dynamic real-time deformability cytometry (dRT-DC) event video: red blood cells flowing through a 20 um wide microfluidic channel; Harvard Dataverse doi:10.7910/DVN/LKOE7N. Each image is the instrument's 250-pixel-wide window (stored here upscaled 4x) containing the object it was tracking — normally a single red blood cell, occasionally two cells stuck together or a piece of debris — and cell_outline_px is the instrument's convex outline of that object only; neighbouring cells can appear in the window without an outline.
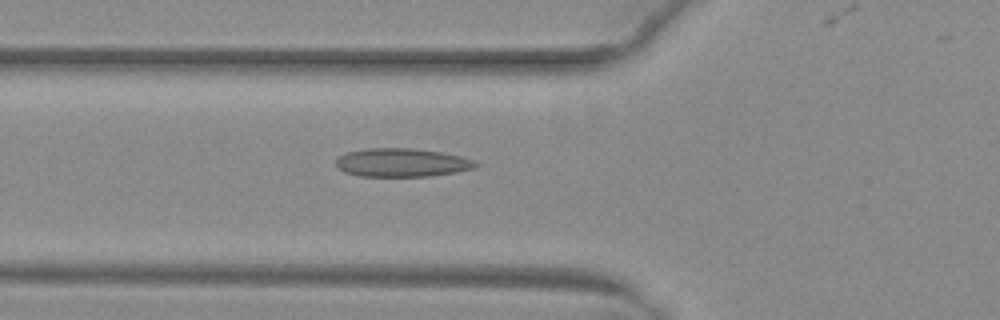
{"species": "common noctule bat (a hibernating species)", "species_latin": "Nyctalus noctula", "temperature_condition": "warm", "stored_images_in_passage": 38, "camera_frame_rate_fps": 3000, "um_per_image_px": 0.085, "animal": {"sex": "female", "body_mass_g": 29.2, "forearm_length_mm": 56.3}, "frame": {"image": 1, "passage_image": 13, "time_ms": 4.0, "image_size_px": [1000, 320], "cell_outline_px": [[480, 164], [476, 168], [456, 172], [428, 176], [360, 176], [344, 172], [336, 168], [336, 160], [340, 156], [348, 152], [368, 148], [412, 148], [440, 152], [460, 156], [472, 160]], "centroid_in_image_um": [34.15, 13.82], "position_along_channel_um": 91.7, "area_um2": 23.12}}
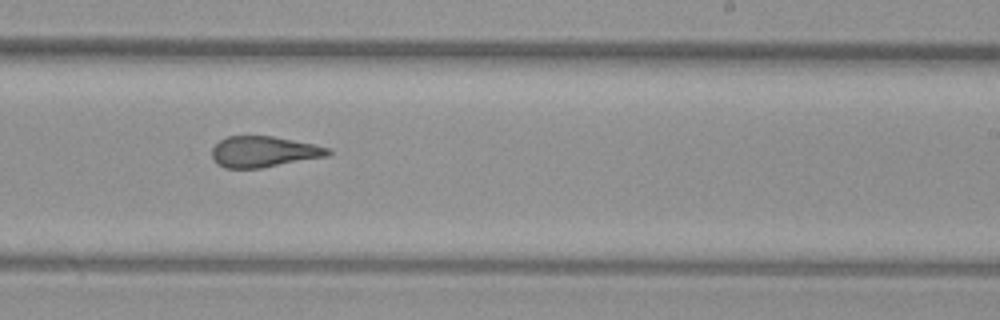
{"frame": {"image": 2, "passage_image": 26, "time_ms": 8.333, "image_size_px": [1000, 320], "cell_outline_px": [[332, 152], [328, 156], [260, 168], [224, 168], [216, 164], [212, 160], [212, 148], [220, 140], [228, 136], [272, 136], [312, 144], [328, 148]], "centroid_in_image_um": [22.37, 12.9], "position_along_channel_um": 266.6, "area_um2": 20.81}}
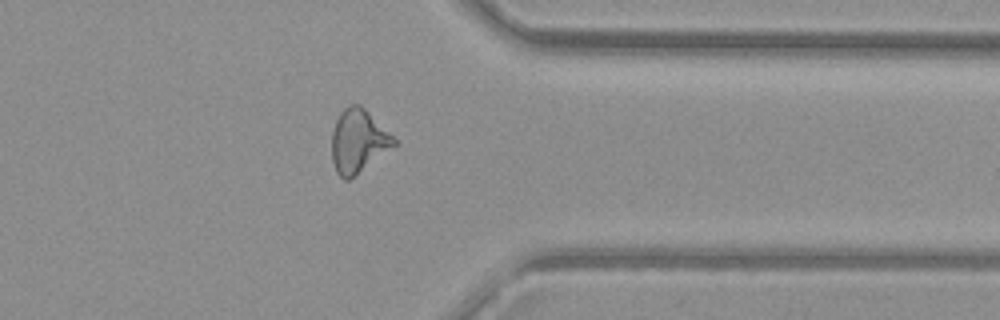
{"frame": {"image": 3, "passage_image": 35, "time_ms": 11.333, "image_size_px": [1000, 320], "cell_outline_px": [[400, 144], [348, 180], [344, 180], [336, 172], [332, 160], [332, 132], [336, 120], [340, 112], [348, 104], [360, 104]], "centroid_in_image_um": [30.45, 12.0], "position_along_channel_um": 380.9, "area_um2": 22.95}, "authors_computed_cell_mechanics": {"area_um2": 22.0218, "velocity_mm_per_s": 4.0336, "shape_relaxation_time_tau1_ms": null, "shape_relaxation_time_tau2_ms": 2.2778, "deformation_change_tau1": null, "deformation_change_tau2": 0.1068}}